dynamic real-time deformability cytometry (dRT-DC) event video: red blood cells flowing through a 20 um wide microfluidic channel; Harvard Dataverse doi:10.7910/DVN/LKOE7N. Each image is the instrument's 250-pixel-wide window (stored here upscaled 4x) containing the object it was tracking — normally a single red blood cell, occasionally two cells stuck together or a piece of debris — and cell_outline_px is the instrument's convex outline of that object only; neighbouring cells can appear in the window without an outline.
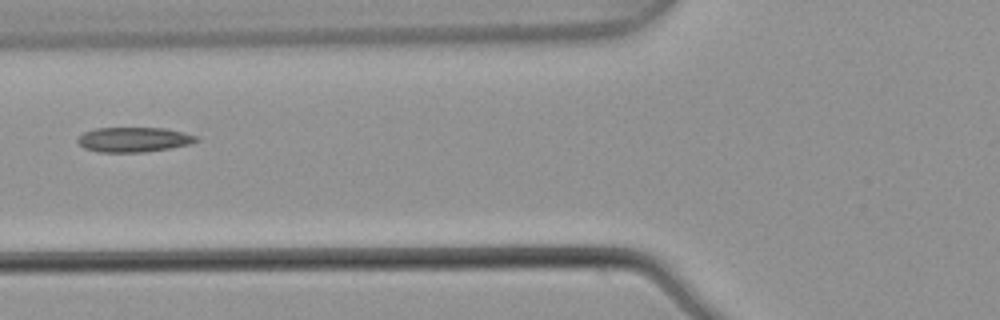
{"species": "common noctule bat (a hibernating species)", "species_latin": "Nyctalus noctula", "temperature_condition": "warm", "stored_images_in_passage": 5, "camera_frame_rate_fps": 3000, "um_per_image_px": 0.085, "animal": {"sex": "male", "body_mass_g": 21.5, "forearm_length_mm": 52.0}, "frame": {"image": 1, "passage_image": 5, "time_ms": 1.333, "image_size_px": [1000, 320], "cell_outline_px": [[200, 140], [188, 144], [168, 148], [144, 152], [100, 152], [84, 148], [76, 140], [84, 132], [96, 128], [164, 128], [184, 132], [200, 136]], "centroid_in_image_um": [11.39, 11.86], "position_along_channel_um": 114.4, "area_um2": 17.11}}